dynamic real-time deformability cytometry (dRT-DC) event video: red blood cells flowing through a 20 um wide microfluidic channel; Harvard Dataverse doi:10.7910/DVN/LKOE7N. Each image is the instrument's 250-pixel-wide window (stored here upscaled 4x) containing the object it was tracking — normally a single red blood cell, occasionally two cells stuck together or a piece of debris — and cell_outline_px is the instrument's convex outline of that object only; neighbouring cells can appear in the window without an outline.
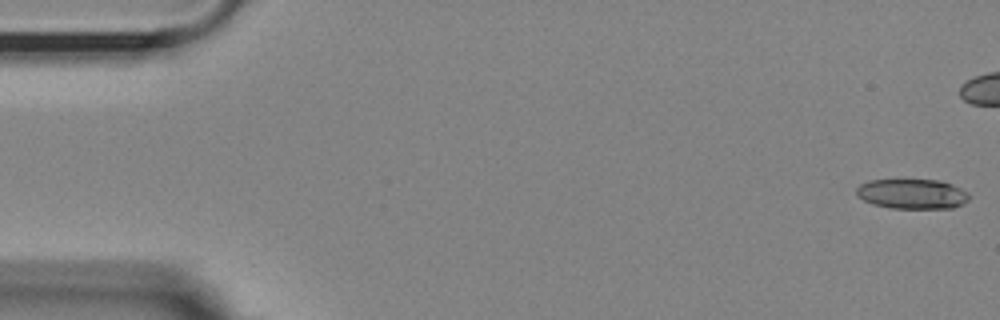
{"species": "Egyptian fruit bat (a non-hibernating species)", "species_latin": "Rousettus aegyptiacus", "temperature_condition": "room temperature", "stored_images_in_passage": 4, "camera_frame_rate_fps": 3000, "um_per_image_px": 0.085, "animal": {"sex": "female"}, "frame": {"image": 1, "passage_image": 1, "time_ms": 0.0, "image_size_px": [1000, 320], "cell_outline_px": [[972, 196], [964, 204], [952, 208], [888, 208], [872, 204], [856, 196], [856, 188], [860, 184], [868, 180], [940, 180], [952, 184], [968, 192]], "centroid_in_image_um": [77.54, 16.48], "position_along_channel_um": 7.5, "area_um2": 19.88}}